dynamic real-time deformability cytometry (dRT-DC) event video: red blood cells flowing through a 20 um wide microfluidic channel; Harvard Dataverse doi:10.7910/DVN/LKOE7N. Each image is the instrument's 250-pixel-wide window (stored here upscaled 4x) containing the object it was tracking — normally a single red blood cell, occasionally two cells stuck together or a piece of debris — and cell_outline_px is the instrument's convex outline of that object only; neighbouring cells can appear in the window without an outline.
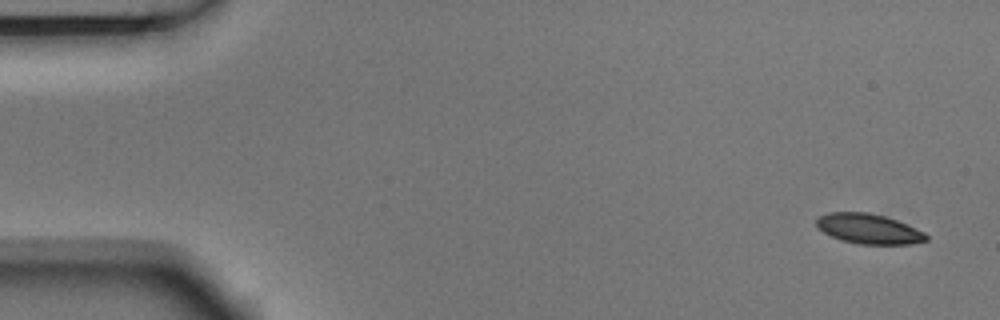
{"species": "Egyptian fruit bat (a non-hibernating species)", "species_latin": "Rousettus aegyptiacus", "temperature_condition": "room temperature", "stored_images_in_passage": 7, "camera_frame_rate_fps": 3000, "um_per_image_px": 0.085, "animal": {"sex": "male"}, "frame": {"image": 1, "passage_image": 1, "time_ms": 0.0, "image_size_px": [1000, 320], "cell_outline_px": [[928, 240], [908, 244], [860, 244], [844, 240], [832, 236], [824, 232], [816, 224], [816, 216], [828, 212], [868, 212], [884, 216], [896, 220], [924, 232], [928, 236]], "centroid_in_image_um": [73.82, 19.43], "position_along_channel_um": 11.2, "area_um2": 18.96}}
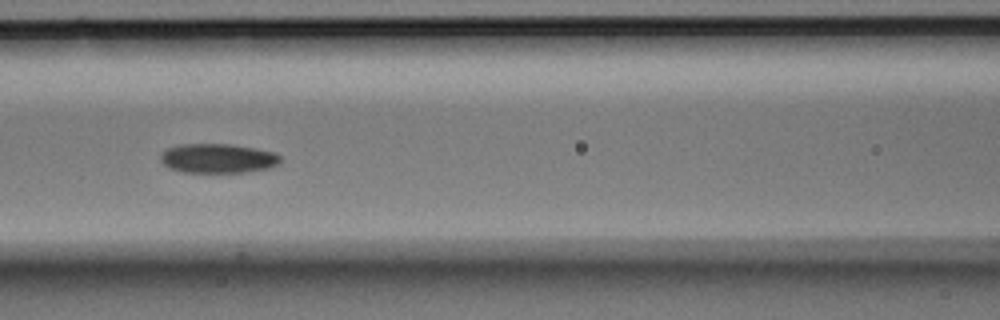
{"frame": {"image": 2, "passage_image": 6, "time_ms": 1.667, "image_size_px": [1000, 320], "cell_outline_px": [[280, 164], [268, 168], [244, 172], [184, 172], [168, 168], [160, 160], [160, 156], [168, 148], [180, 144], [228, 144], [276, 152], [280, 156]], "centroid_in_image_um": [18.52, 13.46], "position_along_channel_um": 148.1, "area_um2": 20.4}}
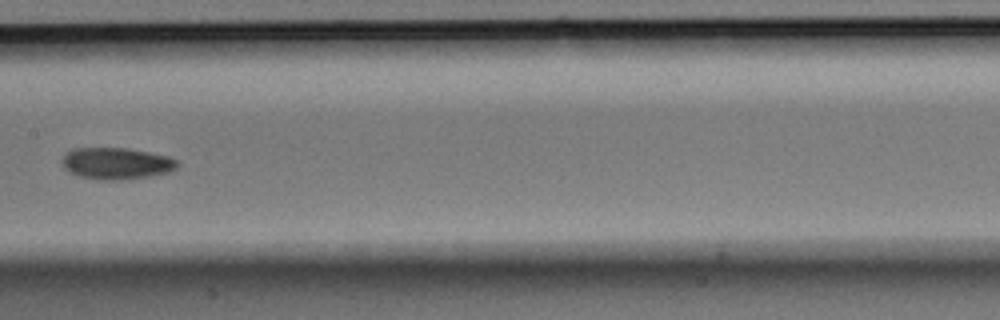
{"frame": {"image": 3, "passage_image": 7, "time_ms": 2.0, "image_size_px": [1000, 320], "cell_outline_px": [[180, 164], [176, 168], [168, 172], [148, 176], [120, 180], [100, 180], [80, 176], [64, 168], [64, 156], [72, 148], [128, 148], [168, 156], [180, 160]], "centroid_in_image_um": [9.95, 13.88], "position_along_channel_um": 197.4, "area_um2": 21.1}}